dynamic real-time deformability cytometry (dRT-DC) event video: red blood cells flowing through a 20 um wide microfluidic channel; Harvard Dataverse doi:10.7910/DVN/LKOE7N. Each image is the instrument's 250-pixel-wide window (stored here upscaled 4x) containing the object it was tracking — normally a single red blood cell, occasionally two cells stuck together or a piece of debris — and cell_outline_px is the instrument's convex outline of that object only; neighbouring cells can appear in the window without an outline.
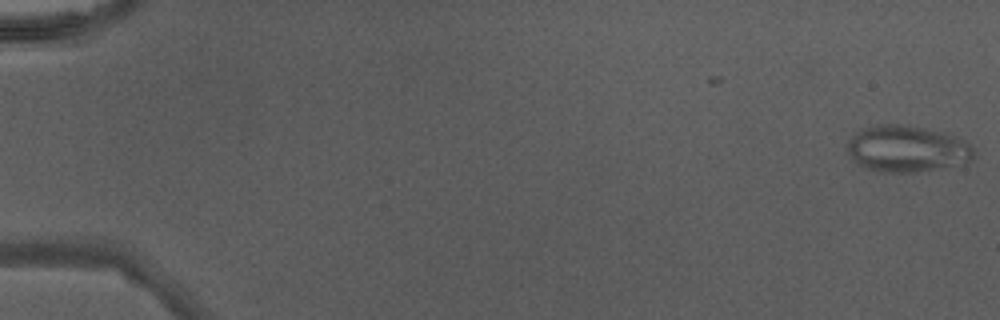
{"species": "Egyptian fruit bat (a non-hibernating species)", "species_latin": "Rousettus aegyptiacus", "temperature_condition": "warm", "stored_images_in_passage": 13, "camera_frame_rate_fps": 3000, "um_per_image_px": 0.085, "animal": {"sex": "male"}, "frame": {"image": 1, "passage_image": 1, "time_ms": 0.0, "image_size_px": [1000, 320], "cell_outline_px": [[976, 156], [972, 160], [916, 172], [880, 172], [864, 168], [848, 152], [848, 140], [852, 136], [864, 128], [876, 124], [908, 124], [924, 128], [948, 136], [968, 144], [972, 148]], "centroid_in_image_um": [77.02, 12.64], "position_along_channel_um": 8.0, "area_um2": 33.29}}